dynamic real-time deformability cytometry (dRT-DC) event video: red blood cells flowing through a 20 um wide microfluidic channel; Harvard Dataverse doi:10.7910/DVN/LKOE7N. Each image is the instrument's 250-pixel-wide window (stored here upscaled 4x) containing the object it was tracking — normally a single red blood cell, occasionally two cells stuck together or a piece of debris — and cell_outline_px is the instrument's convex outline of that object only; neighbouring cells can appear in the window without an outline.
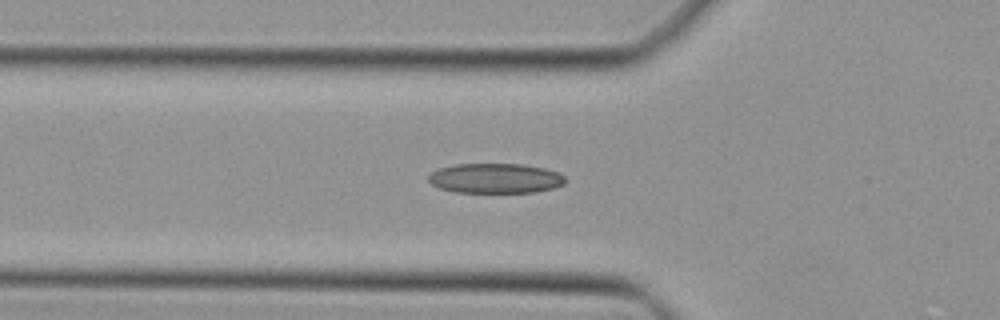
{"species": "Egyptian fruit bat (a non-hibernating species)", "species_latin": "Rousettus aegyptiacus", "temperature_condition": "cold", "stored_images_in_passage": 32, "camera_frame_rate_fps": 3000, "um_per_image_px": 0.085, "animal": {"sex": "female"}, "frame": {"image": 1, "passage_image": 4, "time_ms": 1.0, "image_size_px": [1000, 320], "cell_outline_px": [[564, 184], [552, 188], [536, 192], [456, 192], [440, 188], [432, 184], [428, 180], [428, 176], [432, 172], [440, 168], [456, 164], [520, 164], [544, 168], [556, 172], [564, 176]], "centroid_in_image_um": [42.09, 15.15], "position_along_channel_um": 83.7, "area_um2": 23.58}}
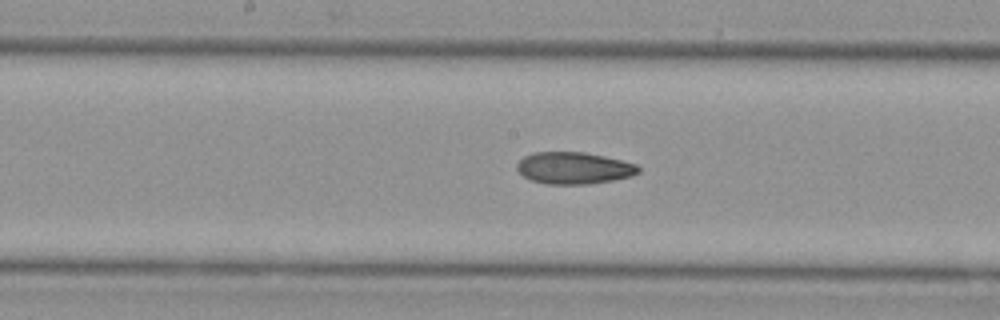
{"frame": {"image": 2, "passage_image": 12, "time_ms": 3.667, "image_size_px": [1000, 320], "cell_outline_px": [[640, 172], [632, 176], [592, 184], [548, 184], [532, 180], [524, 176], [516, 168], [516, 164], [524, 156], [532, 152], [584, 152], [604, 156], [636, 164], [640, 168]], "centroid_in_image_um": [48.78, 14.28], "position_along_channel_um": 199.4, "area_um2": 22.54}}
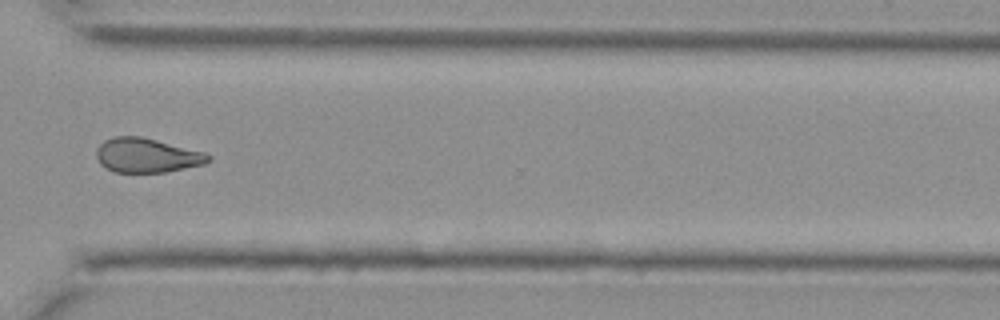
{"frame": {"image": 3, "passage_image": 23, "time_ms": 7.333, "image_size_px": [1000, 320], "cell_outline_px": [[212, 160], [204, 164], [164, 172], [116, 172], [100, 164], [96, 156], [96, 148], [104, 140], [116, 136], [140, 136], [204, 152], [212, 156]], "centroid_in_image_um": [12.48, 13.2], "position_along_channel_um": 358.1, "area_um2": 22.25}}